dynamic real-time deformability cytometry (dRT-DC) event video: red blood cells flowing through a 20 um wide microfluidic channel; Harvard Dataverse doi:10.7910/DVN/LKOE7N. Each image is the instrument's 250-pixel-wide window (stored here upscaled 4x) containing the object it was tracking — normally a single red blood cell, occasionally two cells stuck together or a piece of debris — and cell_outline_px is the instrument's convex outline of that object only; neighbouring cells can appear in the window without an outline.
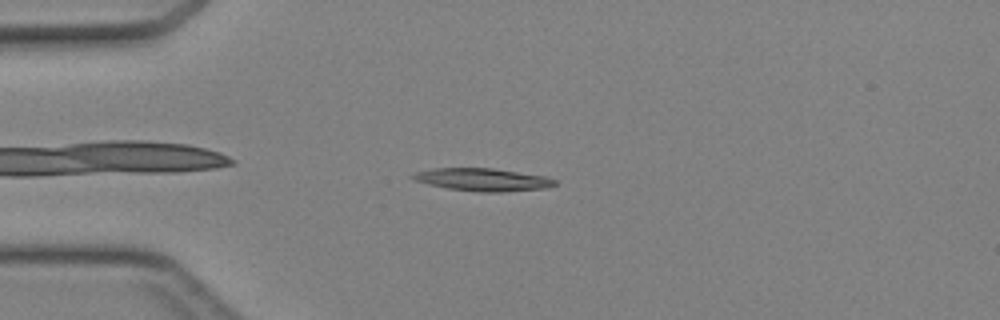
{"species": "Egyptian fruit bat (a non-hibernating species)", "species_latin": "Rousettus aegyptiacus", "temperature_condition": "cold", "stored_images_in_passage": 38, "camera_frame_rate_fps": 3000, "um_per_image_px": 0.085, "animal": {"sex": "female"}, "frame": {"image": 1, "passage_image": 4, "time_ms": 1.0, "image_size_px": [1000, 320], "cell_outline_px": [[556, 184], [548, 188], [504, 192], [476, 192], [448, 188], [428, 184], [416, 180], [408, 176], [416, 172], [432, 168], [492, 168], [548, 176], [556, 180]], "centroid_in_image_um": [41.07, 15.27], "position_along_channel_um": 43.9, "area_um2": 18.96}}
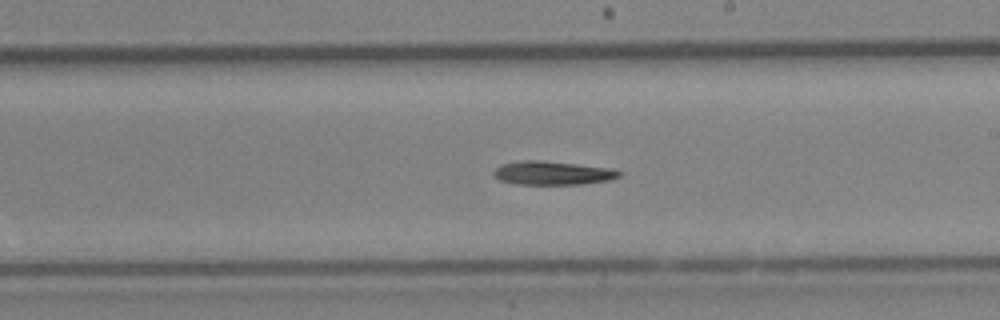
{"frame": {"image": 2, "passage_image": 19, "time_ms": 6.0, "image_size_px": [1000, 320], "cell_outline_px": [[620, 176], [608, 180], [584, 184], [516, 184], [500, 180], [492, 172], [500, 164], [520, 160], [540, 160], [576, 164], [608, 168], [620, 172]], "centroid_in_image_um": [46.91, 14.7], "position_along_channel_um": 242.1, "area_um2": 17.11}}
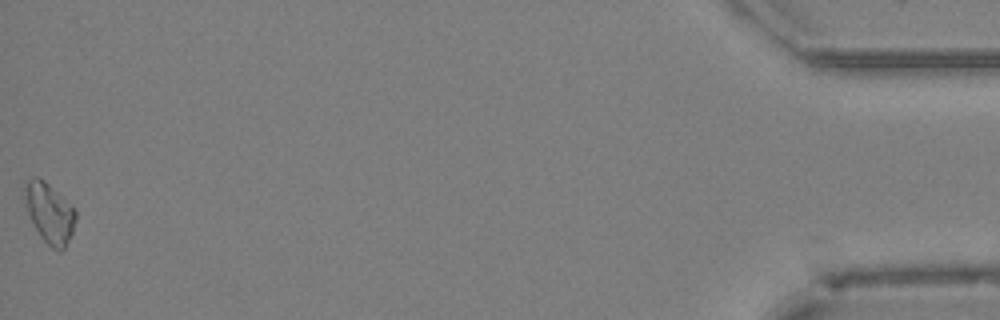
{"frame": {"image": 3, "passage_image": 38, "time_ms": 12.333, "image_size_px": [1000, 320], "cell_outline_px": [[76, 220], [72, 232], [64, 248], [60, 252], [52, 248], [40, 236], [28, 212], [24, 188], [24, 180], [32, 176], [36, 176], [44, 180], [76, 208]], "centroid_in_image_um": [4.22, 18.06], "position_along_channel_um": 431.0, "area_um2": 17.74}}